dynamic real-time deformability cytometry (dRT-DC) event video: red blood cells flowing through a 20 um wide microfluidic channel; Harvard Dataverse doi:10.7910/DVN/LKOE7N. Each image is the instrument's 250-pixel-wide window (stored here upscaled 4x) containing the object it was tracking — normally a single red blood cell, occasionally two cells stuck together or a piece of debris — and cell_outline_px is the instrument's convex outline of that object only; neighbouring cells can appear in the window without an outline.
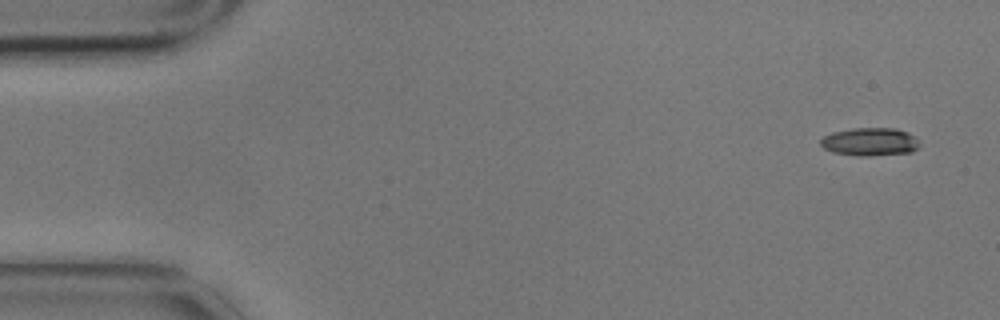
{"species": "common noctule bat (a hibernating species)", "species_latin": "Nyctalus noctula", "temperature_condition": "cold", "stored_images_in_passage": 4, "segment_of_instrument_passage": [2, 2], "camera_frame_rate_fps": 3000, "um_per_image_px": 0.085, "animal": {"sex": "male", "body_mass_g": 17.9}, "frame": {"image": 1, "passage_image": 4, "time_ms": 1.0, "image_size_px": [1000, 320], "cell_outline_px": [[920, 144], [912, 152], [868, 156], [860, 156], [832, 152], [824, 148], [820, 144], [820, 140], [824, 136], [832, 132], [852, 128], [896, 128], [908, 132], [916, 136], [920, 140]], "centroid_in_image_um": [73.97, 12.04], "position_along_channel_um": 11.0, "area_um2": 16.36}}